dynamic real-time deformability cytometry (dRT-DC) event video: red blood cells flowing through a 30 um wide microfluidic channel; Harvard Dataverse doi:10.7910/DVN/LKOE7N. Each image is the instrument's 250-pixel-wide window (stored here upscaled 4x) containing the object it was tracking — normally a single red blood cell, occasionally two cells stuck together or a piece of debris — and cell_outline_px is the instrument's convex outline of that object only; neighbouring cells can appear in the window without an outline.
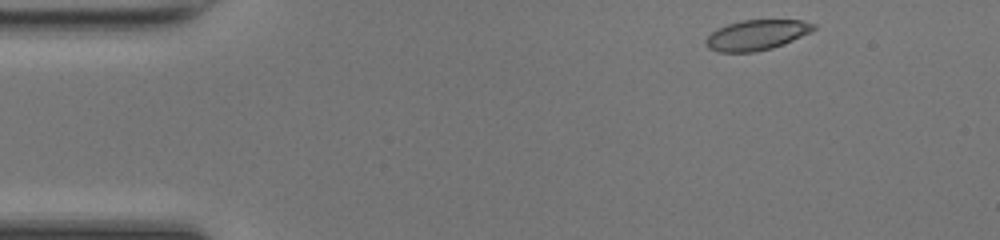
{"species": "common noctule bat (a hibernating species)", "species_latin": "Nyctalus noctula", "temperature_condition": "room temperature", "stored_images_in_passage": 43, "camera_frame_rate_fps": 3000, "um_per_image_px": 0.085, "animal": {"sex": "female", "body_mass_g": 17.0, "forearm_length_mm": 48.0}, "frame": {"image": 1, "passage_image": 1, "time_ms": 0.0, "image_size_px": [1000, 240], "cell_outline_px": [[816, 28], [784, 44], [772, 48], [752, 52], [720, 52], [708, 48], [704, 44], [704, 40], [712, 32], [728, 24], [744, 20], [800, 20], [816, 24]], "centroid_in_image_um": [64.28, 2.98], "position_along_channel_um": 20.7, "area_um2": 18.73}}
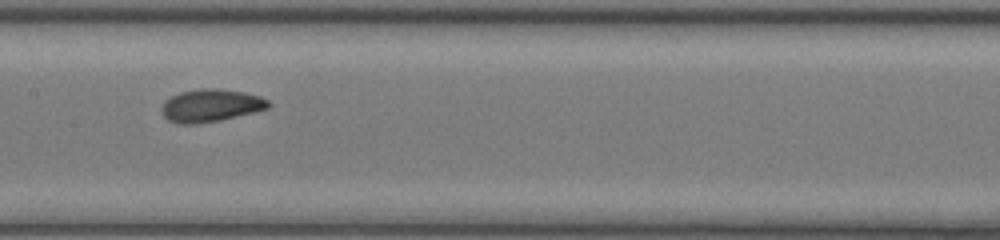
{"frame": {"image": 2, "passage_image": 19, "time_ms": 6.0, "image_size_px": [1000, 240], "cell_outline_px": [[272, 104], [268, 108], [220, 120], [196, 124], [180, 124], [168, 120], [164, 116], [160, 108], [164, 100], [180, 92], [200, 88], [216, 88], [240, 92], [260, 96], [268, 100]], "centroid_in_image_um": [17.87, 8.97], "position_along_channel_um": 189.5, "area_um2": 20.23}}
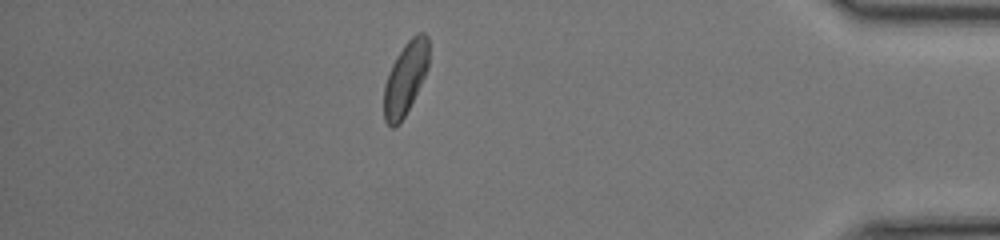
{"frame": {"image": 3, "passage_image": 37, "time_ms": 12.0, "image_size_px": [1000, 240], "cell_outline_px": [[428, 68], [400, 124], [396, 128], [392, 128], [384, 120], [384, 84], [388, 72], [396, 56], [404, 44], [416, 32], [424, 32], [428, 36]], "centroid_in_image_um": [34.44, 6.64], "position_along_channel_um": 400.8, "area_um2": 18.96}, "authors_computed_cell_mechanics": {"area_um2": 19.363, "velocity_mm_per_s": 4.2772, "shape_relaxation_time_tau1_ms": 2.9474, "shape_relaxation_time_tau2_ms": 1.1011, "deformation_change_tau1": 0.1256, "deformation_change_tau2": 0.0564}}